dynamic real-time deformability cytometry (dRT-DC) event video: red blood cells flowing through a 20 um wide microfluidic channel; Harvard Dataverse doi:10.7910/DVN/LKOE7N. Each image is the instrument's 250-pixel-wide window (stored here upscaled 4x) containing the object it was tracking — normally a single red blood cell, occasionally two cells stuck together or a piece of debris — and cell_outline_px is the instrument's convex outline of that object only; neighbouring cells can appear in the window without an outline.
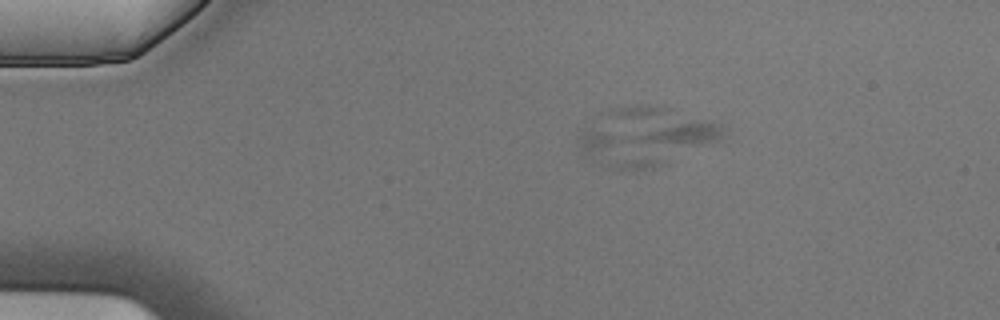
{"species": "Egyptian fruit bat (a non-hibernating species)", "species_latin": "Rousettus aegyptiacus", "temperature_condition": "cold", "stored_images_in_passage": 5, "camera_frame_rate_fps": 3000, "um_per_image_px": 0.085, "animal": {"sex": "male"}, "frame": {"image": 1, "passage_image": 2, "time_ms": 0.333, "image_size_px": [1000, 320], "cell_outline_px": [[720, 140], [664, 164], [652, 168], [636, 172], [608, 168], [576, 144], [576, 140], [580, 128], [696, 120], [704, 120], [720, 124]], "centroid_in_image_um": [54.94, 12.14], "position_along_channel_um": 30.1, "area_um2": 37.17}}